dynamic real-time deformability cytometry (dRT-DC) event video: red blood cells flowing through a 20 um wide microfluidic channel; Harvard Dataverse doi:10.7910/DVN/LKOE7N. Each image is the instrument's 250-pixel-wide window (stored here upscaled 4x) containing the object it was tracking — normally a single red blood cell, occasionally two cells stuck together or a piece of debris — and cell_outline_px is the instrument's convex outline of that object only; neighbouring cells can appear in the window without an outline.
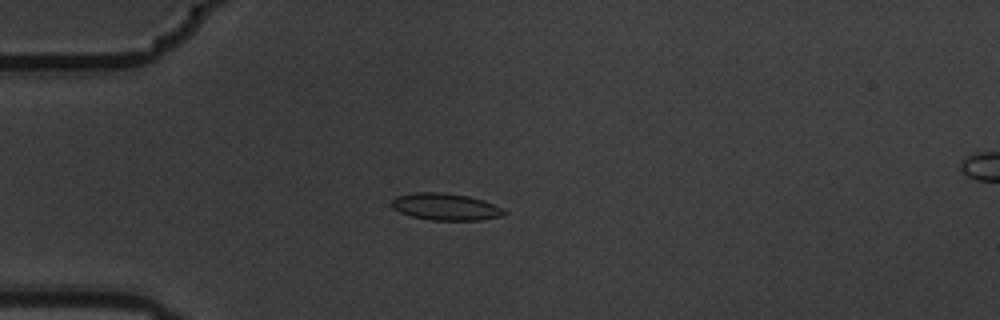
{"species": "common noctule bat (a hibernating species)", "species_latin": "Nyctalus noctula", "temperature_condition": "warm", "stored_images_in_passage": 8, "camera_frame_rate_fps": 3000, "um_per_image_px": 0.085, "animal": {"sex": "male", "body_mass_g": 19.5, "forearm_length_mm": 54.6}, "frame": {"image": 1, "passage_image": 4, "time_ms": 1.0, "image_size_px": [1000, 320], "cell_outline_px": [[508, 212], [504, 216], [480, 220], [428, 220], [412, 216], [400, 212], [392, 208], [392, 200], [396, 196], [412, 192], [444, 192], [468, 196], [484, 200], [504, 208]], "centroid_in_image_um": [37.91, 17.57], "position_along_channel_um": 47.1, "area_um2": 17.92}}
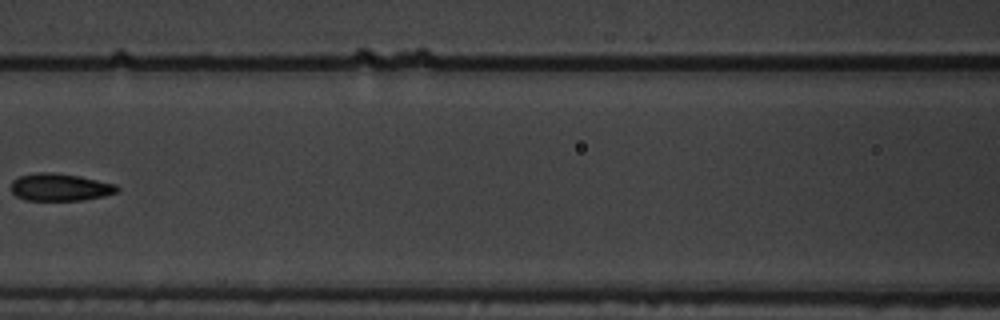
{"frame": {"image": 2, "passage_image": 7, "time_ms": 2.0, "image_size_px": [1000, 320], "cell_outline_px": [[120, 188], [116, 192], [104, 196], [80, 200], [24, 200], [16, 196], [12, 192], [12, 180], [20, 176], [36, 172], [52, 172], [80, 176], [116, 184]], "centroid_in_image_um": [5.09, 15.9], "position_along_channel_um": 161.5, "area_um2": 16.94}}
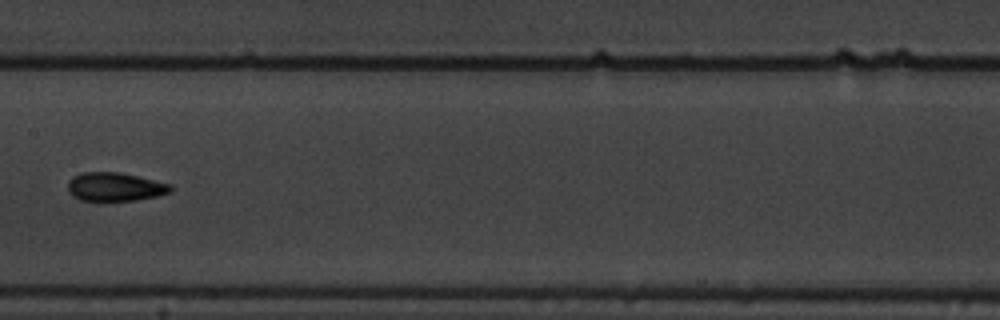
{"frame": {"image": 3, "passage_image": 8, "time_ms": 2.333, "image_size_px": [1000, 320], "cell_outline_px": [[172, 192], [156, 196], [136, 200], [80, 200], [72, 196], [68, 192], [68, 180], [72, 176], [84, 172], [120, 172], [172, 184]], "centroid_in_image_um": [9.77, 15.87], "position_along_channel_um": 197.6, "area_um2": 17.17}}